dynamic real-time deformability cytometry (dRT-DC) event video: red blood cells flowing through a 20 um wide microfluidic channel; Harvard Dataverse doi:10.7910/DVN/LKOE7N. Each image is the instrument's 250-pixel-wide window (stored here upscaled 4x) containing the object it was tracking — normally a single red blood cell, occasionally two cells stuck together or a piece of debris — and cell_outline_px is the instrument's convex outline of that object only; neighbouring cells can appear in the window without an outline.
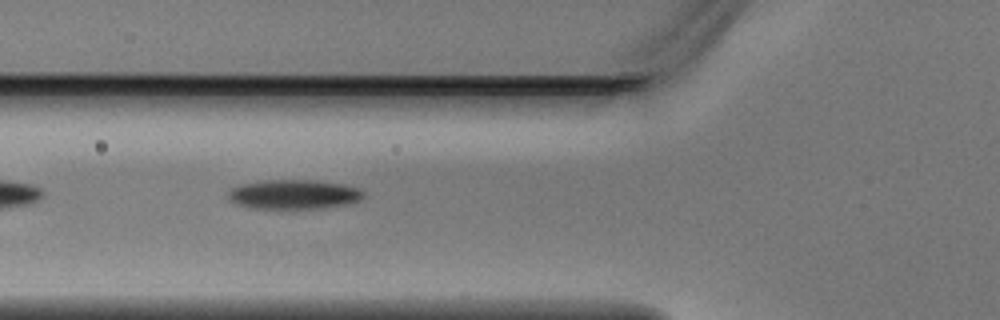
{"species": "Egyptian fruit bat (a non-hibernating species)", "species_latin": "Rousettus aegyptiacus", "temperature_condition": "warm", "stored_images_in_passage": 4, "camera_frame_rate_fps": 3000, "um_per_image_px": 0.085, "animal": {"sex": "male"}, "frame": {"image": 1, "passage_image": 2, "time_ms": 0.333, "image_size_px": [1000, 320], "cell_outline_px": [[364, 196], [360, 200], [344, 204], [324, 208], [248, 208], [236, 204], [228, 200], [228, 192], [232, 188], [240, 184], [268, 180], [308, 180], [340, 184], [356, 188], [364, 192]], "centroid_in_image_um": [24.91, 16.53], "position_along_channel_um": 100.9, "area_um2": 22.95}}
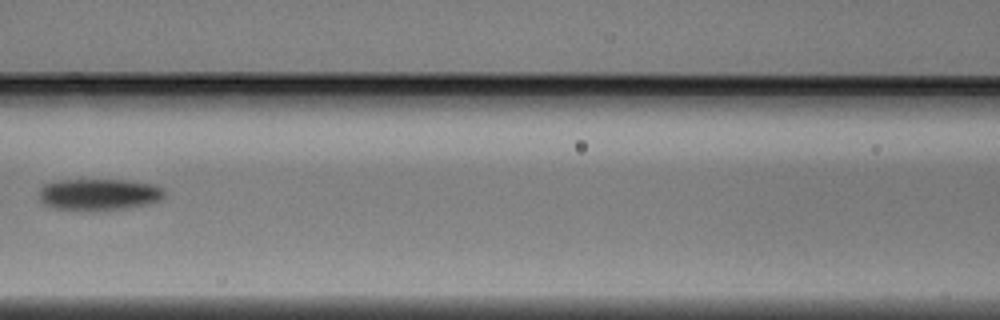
{"frame": {"image": 2, "passage_image": 3, "time_ms": 0.667, "image_size_px": [1000, 320], "cell_outline_px": [[164, 196], [160, 200], [148, 204], [128, 208], [52, 208], [44, 204], [40, 200], [40, 188], [44, 184], [56, 180], [124, 180], [152, 184], [164, 188]], "centroid_in_image_um": [8.42, 16.49], "position_along_channel_um": 158.2, "area_um2": 22.43}}
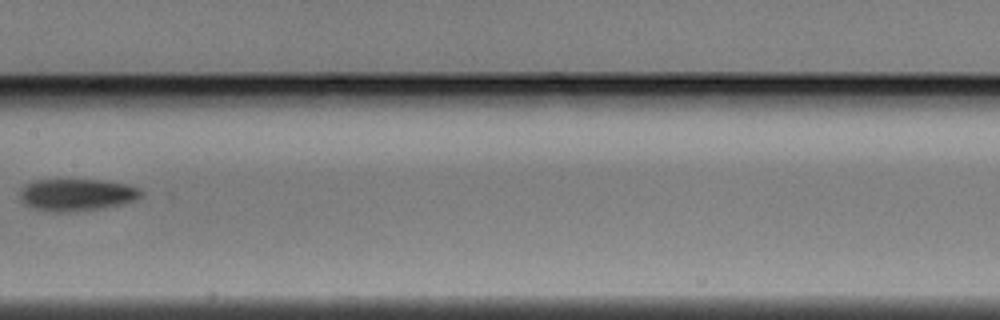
{"frame": {"image": 3, "passage_image": 4, "time_ms": 1.0, "image_size_px": [1000, 320], "cell_outline_px": [[144, 196], [136, 200], [124, 204], [104, 208], [76, 212], [48, 212], [24, 204], [20, 200], [20, 188], [24, 184], [36, 180], [104, 180], [128, 184], [140, 188], [144, 192]], "centroid_in_image_um": [6.57, 16.56], "position_along_channel_um": 200.8, "area_um2": 23.24}}